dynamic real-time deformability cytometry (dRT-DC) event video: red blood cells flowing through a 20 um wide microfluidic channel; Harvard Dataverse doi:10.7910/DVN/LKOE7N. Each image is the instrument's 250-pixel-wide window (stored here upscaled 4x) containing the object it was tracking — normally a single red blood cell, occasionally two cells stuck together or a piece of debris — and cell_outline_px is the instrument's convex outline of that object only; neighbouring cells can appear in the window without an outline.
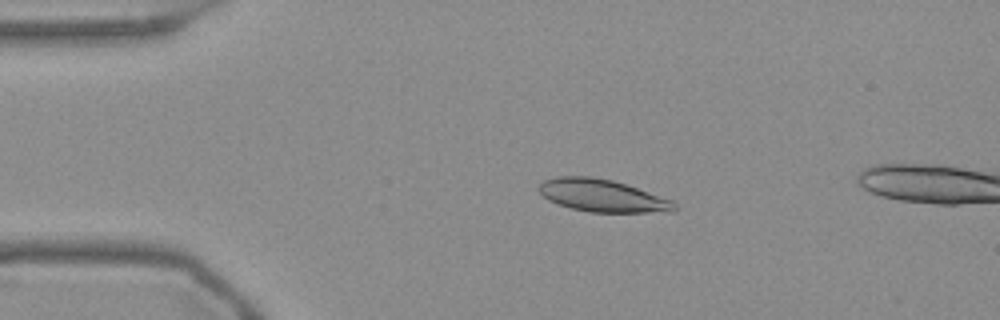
{"species": "Egyptian fruit bat (a non-hibernating species)", "species_latin": "Rousettus aegyptiacus", "temperature_condition": "warm", "stored_images_in_passage": 12, "camera_frame_rate_fps": 3000, "um_per_image_px": 0.085, "frame": {"image": 1, "passage_image": 9, "time_ms": 2.667, "image_size_px": [1000, 320], "cell_outline_px": [[676, 212], [588, 212], [572, 208], [548, 200], [540, 192], [540, 184], [544, 180], [556, 176], [592, 176], [612, 180], [672, 200], [676, 204]], "centroid_in_image_um": [51.21, 16.63], "position_along_channel_um": 33.8, "area_um2": 25.37}}